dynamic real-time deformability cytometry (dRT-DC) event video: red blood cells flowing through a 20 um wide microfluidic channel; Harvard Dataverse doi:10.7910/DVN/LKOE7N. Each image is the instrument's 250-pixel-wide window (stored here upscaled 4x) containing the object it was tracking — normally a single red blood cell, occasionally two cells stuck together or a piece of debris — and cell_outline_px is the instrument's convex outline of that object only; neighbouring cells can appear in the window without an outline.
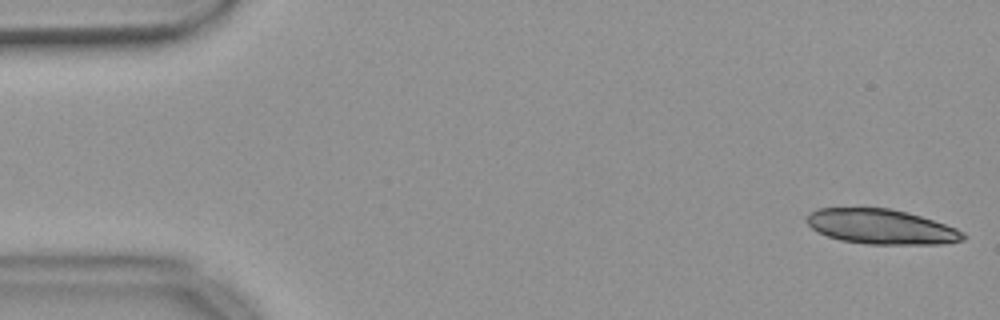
{"species": "common noctule bat (a hibernating species)", "species_latin": "Nyctalus noctula", "temperature_condition": "warm", "stored_images_in_passage": 23, "camera_frame_rate_fps": 3000, "um_per_image_px": 0.085, "animal": {"sex": "female", "body_mass_g": 18.4}, "frame": {"image": 1, "passage_image": 1, "time_ms": 0.0, "image_size_px": [1000, 320], "cell_outline_px": [[968, 236], [964, 240], [944, 244], [868, 244], [840, 240], [816, 232], [804, 220], [808, 212], [816, 208], [888, 208], [908, 212], [956, 228], [964, 232]], "centroid_in_image_um": [74.88, 19.27], "position_along_channel_um": 10.1, "area_um2": 32.02}}